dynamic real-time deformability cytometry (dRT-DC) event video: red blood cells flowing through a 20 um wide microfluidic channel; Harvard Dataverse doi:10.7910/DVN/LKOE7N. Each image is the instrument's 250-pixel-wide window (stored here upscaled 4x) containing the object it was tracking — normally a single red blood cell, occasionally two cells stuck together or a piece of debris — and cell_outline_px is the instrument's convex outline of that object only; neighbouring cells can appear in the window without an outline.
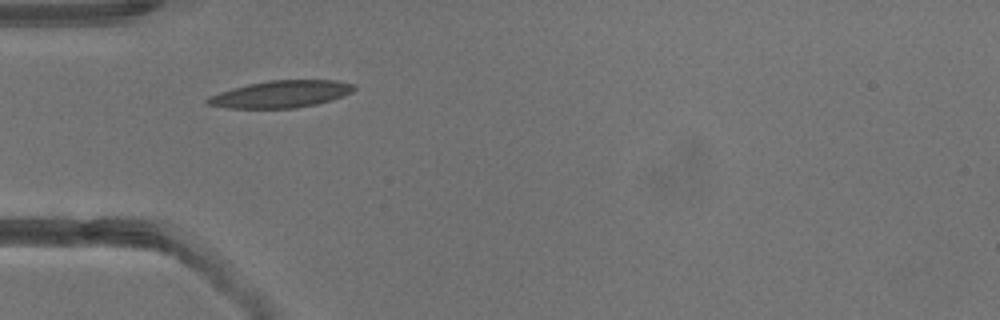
{"species": "common noctule bat (a hibernating species)", "species_latin": "Nyctalus noctula", "temperature_condition": "warm", "stored_images_in_passage": 3, "camera_frame_rate_fps": 3000, "um_per_image_px": 0.085, "animal": {"sex": "male", "body_mass_g": 13.3}, "frame": {"image": 1, "passage_image": 3, "time_ms": 3.0, "image_size_px": [1000, 320], "cell_outline_px": [[356, 88], [352, 92], [332, 100], [316, 104], [296, 108], [228, 108], [208, 104], [204, 100], [208, 96], [220, 92], [248, 84], [272, 80], [336, 80], [356, 84]], "centroid_in_image_um": [23.91, 8.0], "position_along_channel_um": 61.1, "area_um2": 23.06}}